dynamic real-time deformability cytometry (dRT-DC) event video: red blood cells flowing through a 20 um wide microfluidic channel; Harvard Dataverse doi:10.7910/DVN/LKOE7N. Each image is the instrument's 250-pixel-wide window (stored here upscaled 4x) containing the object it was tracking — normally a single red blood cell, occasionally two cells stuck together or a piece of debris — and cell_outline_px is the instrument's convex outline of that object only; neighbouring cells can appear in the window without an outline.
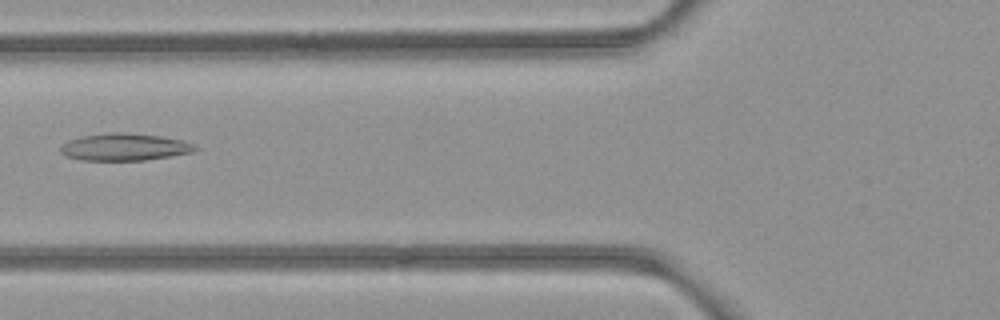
{"species": "common noctule bat (a hibernating species)", "species_latin": "Nyctalus noctula", "temperature_condition": "room temperature", "stored_images_in_passage": 6, "camera_frame_rate_fps": 3000, "um_per_image_px": 0.085, "animal": {"sex": "female", "body_mass_g": 21.9}, "frame": {"image": 1, "passage_image": 6, "time_ms": 1.667, "image_size_px": [1000, 320], "cell_outline_px": [[196, 148], [192, 152], [144, 160], [80, 160], [64, 156], [60, 152], [60, 148], [68, 140], [80, 136], [112, 132], [124, 132], [160, 136], [184, 140], [192, 144]], "centroid_in_image_um": [10.52, 12.49], "position_along_channel_um": 115.3, "area_um2": 21.21}}